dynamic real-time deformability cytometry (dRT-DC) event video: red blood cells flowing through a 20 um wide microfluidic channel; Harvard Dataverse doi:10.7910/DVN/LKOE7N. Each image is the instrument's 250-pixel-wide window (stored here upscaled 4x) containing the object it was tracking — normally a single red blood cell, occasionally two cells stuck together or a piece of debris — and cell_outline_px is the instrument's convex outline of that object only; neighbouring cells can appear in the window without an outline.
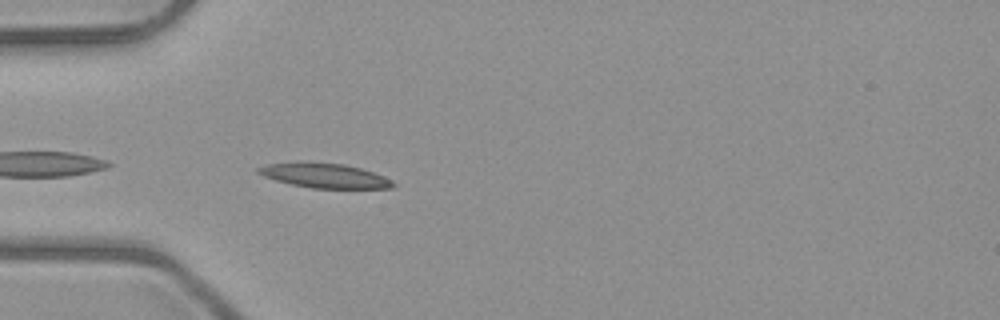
{"species": "common noctule bat (a hibernating species)", "species_latin": "Nyctalus noctula", "temperature_condition": "room temperature", "stored_images_in_passage": 4, "camera_frame_rate_fps": 3000, "um_per_image_px": 0.085, "animal": {"sex": "male", "body_mass_g": 23.1, "forearm_length_mm": 52.7}, "frame": {"image": 1, "passage_image": 4, "time_ms": 3.333, "image_size_px": [1000, 320], "cell_outline_px": [[396, 184], [392, 188], [312, 188], [292, 184], [276, 180], [264, 176], [256, 172], [256, 168], [268, 164], [344, 164], [360, 168], [384, 176], [392, 180]], "centroid_in_image_um": [27.66, 14.96], "position_along_channel_um": 57.3, "area_um2": 18.44}}